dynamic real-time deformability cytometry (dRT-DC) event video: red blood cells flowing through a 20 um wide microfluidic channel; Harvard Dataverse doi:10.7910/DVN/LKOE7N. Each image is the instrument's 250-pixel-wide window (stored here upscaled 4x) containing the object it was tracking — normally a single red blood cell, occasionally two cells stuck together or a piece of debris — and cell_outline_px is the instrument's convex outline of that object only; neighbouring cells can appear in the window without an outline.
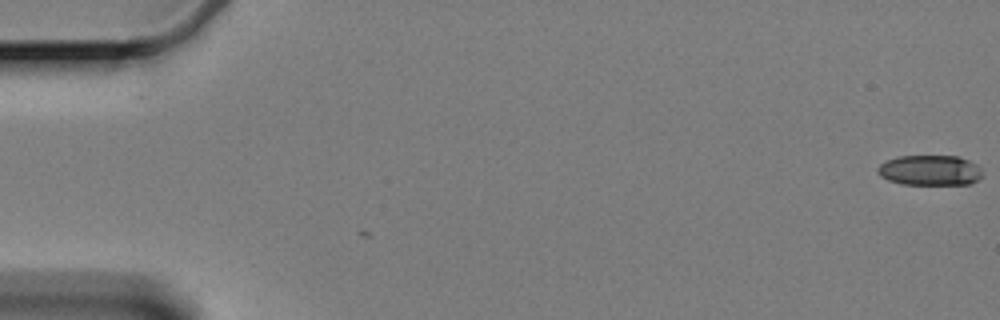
{"species": "Egyptian fruit bat (a non-hibernating species)", "species_latin": "Rousettus aegyptiacus", "temperature_condition": "cold", "stored_images_in_passage": 3, "camera_frame_rate_fps": 3000, "um_per_image_px": 0.085, "animal": {"sex": "female"}, "frame": {"image": 1, "passage_image": 3, "time_ms": 0.667, "image_size_px": [1000, 320], "cell_outline_px": [[980, 176], [976, 180], [968, 184], [900, 184], [888, 180], [880, 176], [876, 172], [876, 168], [880, 164], [896, 156], [956, 156], [968, 160], [976, 164], [980, 168]], "centroid_in_image_um": [78.97, 14.47], "position_along_channel_um": 6.0, "area_um2": 18.38}}